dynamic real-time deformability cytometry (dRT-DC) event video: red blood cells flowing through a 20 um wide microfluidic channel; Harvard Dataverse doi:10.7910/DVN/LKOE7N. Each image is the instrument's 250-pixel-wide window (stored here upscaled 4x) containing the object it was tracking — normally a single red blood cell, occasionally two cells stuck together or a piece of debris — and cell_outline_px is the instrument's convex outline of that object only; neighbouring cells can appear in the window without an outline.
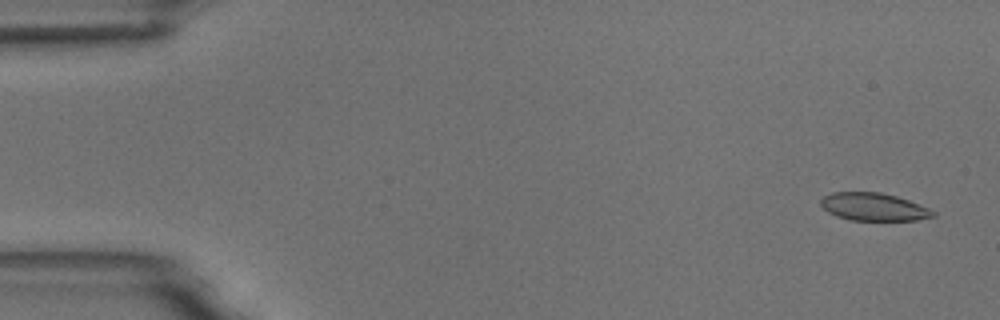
{"species": "common noctule bat (a hibernating species)", "species_latin": "Nyctalus noctula", "temperature_condition": "room temperature", "stored_images_in_passage": 4, "camera_frame_rate_fps": 3000, "um_per_image_px": 0.085, "animal": {"sex": "male", "body_mass_g": 18.8}, "frame": {"image": 1, "passage_image": 1, "time_ms": 0.0, "image_size_px": [1000, 320], "cell_outline_px": [[936, 216], [916, 220], [852, 220], [836, 216], [828, 212], [820, 204], [820, 200], [824, 196], [832, 192], [880, 192], [896, 196], [908, 200], [928, 208], [936, 212]], "centroid_in_image_um": [74.25, 17.58], "position_along_channel_um": 10.7, "area_um2": 18.09}}
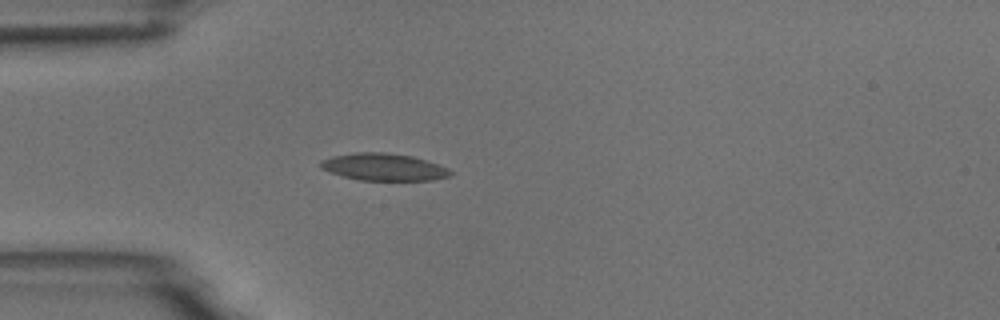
{"frame": {"image": 2, "passage_image": 4, "time_ms": 4.333, "image_size_px": [1000, 320], "cell_outline_px": [[452, 176], [432, 180], [360, 180], [328, 172], [320, 168], [320, 160], [332, 156], [352, 152], [384, 152], [412, 156], [448, 168], [452, 172]], "centroid_in_image_um": [32.58, 14.19], "position_along_channel_um": 52.4, "area_um2": 20.58}}